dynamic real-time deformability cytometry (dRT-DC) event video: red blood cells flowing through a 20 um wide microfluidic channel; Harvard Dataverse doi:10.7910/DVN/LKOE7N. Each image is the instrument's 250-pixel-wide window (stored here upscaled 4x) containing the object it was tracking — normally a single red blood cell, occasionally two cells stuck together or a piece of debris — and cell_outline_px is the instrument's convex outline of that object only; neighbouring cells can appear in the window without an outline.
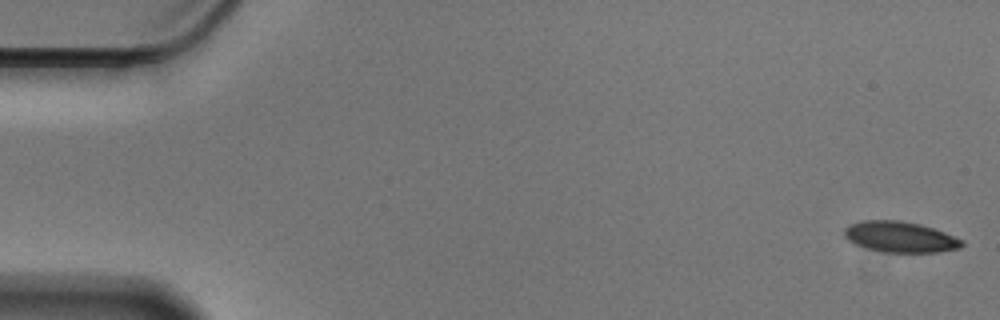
{"species": "Egyptian fruit bat (a non-hibernating species)", "species_latin": "Rousettus aegyptiacus", "temperature_condition": "cold", "stored_images_in_passage": 57, "camera_frame_rate_fps": 3000, "um_per_image_px": 0.085, "animal": {"sex": "male"}, "frame": {"image": 1, "passage_image": 1, "time_ms": 0.0, "image_size_px": [1000, 320], "cell_outline_px": [[964, 244], [960, 248], [940, 252], [884, 252], [868, 248], [856, 244], [848, 240], [844, 236], [844, 228], [848, 224], [864, 220], [900, 220], [920, 224], [944, 232], [964, 240]], "centroid_in_image_um": [76.51, 20.13], "position_along_channel_um": 8.5, "area_um2": 21.15}}
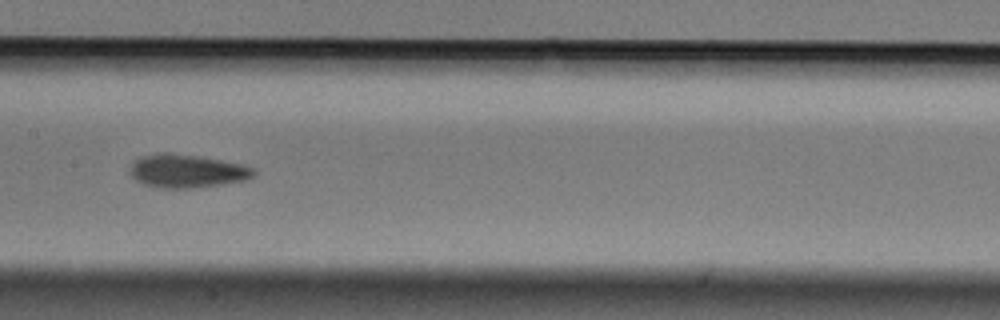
{"frame": {"image": 2, "passage_image": 28, "time_ms": 9.0, "image_size_px": [1000, 320], "cell_outline_px": [[256, 176], [248, 180], [220, 184], [188, 188], [160, 188], [144, 184], [136, 180], [128, 172], [132, 164], [140, 156], [164, 152], [168, 152], [200, 156], [244, 164], [256, 168]], "centroid_in_image_um": [15.93, 14.53], "position_along_channel_um": 191.5, "area_um2": 24.28}}
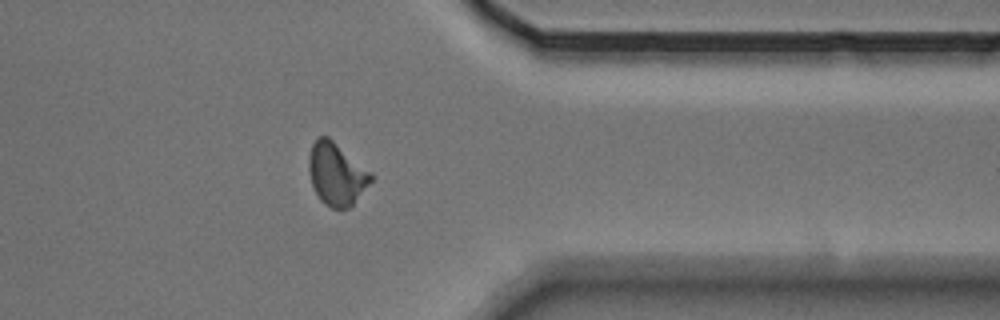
{"frame": {"image": 3, "passage_image": 45, "time_ms": 14.667, "image_size_px": [1000, 320], "cell_outline_px": [[372, 180], [352, 204], [348, 208], [332, 208], [324, 204], [320, 200], [312, 184], [308, 168], [308, 160], [312, 144], [320, 136], [328, 136], [372, 172]], "centroid_in_image_um": [28.59, 14.78], "position_along_channel_um": 382.8, "area_um2": 22.37}, "authors_computed_cell_mechanics": {"area_um2": 22.253, "velocity_mm_per_s": 3.5461, "shape_relaxation_time_tau1_ms": 6.7064, "shape_relaxation_time_tau2_ms": 2.9289, "deformation_change_tau1": 0.1408, "deformation_change_tau2": 0.0814}}